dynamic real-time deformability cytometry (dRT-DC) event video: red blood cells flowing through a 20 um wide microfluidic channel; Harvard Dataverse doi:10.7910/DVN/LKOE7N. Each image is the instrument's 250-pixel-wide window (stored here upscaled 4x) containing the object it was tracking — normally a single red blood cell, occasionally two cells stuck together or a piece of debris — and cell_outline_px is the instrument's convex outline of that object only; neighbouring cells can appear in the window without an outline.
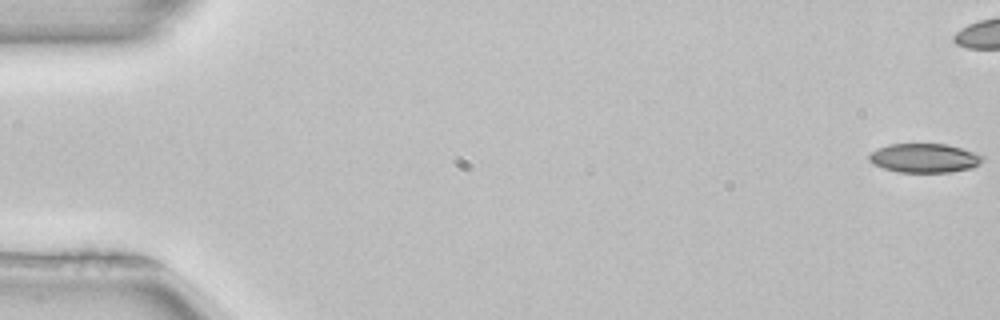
{"species": "common noctule bat (a hibernating species)", "species_latin": "Nyctalus noctula", "temperature_condition": "room temperature", "stored_images_in_passage": 9, "camera_frame_rate_fps": 3000, "um_per_image_px": 0.085, "animal": {"sex": "female", "body_mass_g": 22.7, "forearm_length_mm": 54.2}, "frame": {"image": 1, "passage_image": 1, "time_ms": 0.0, "image_size_px": [1000, 320], "cell_outline_px": [[984, 160], [980, 164], [972, 168], [952, 172], [900, 172], [884, 168], [872, 164], [868, 160], [868, 156], [872, 152], [888, 144], [948, 144], [984, 156]], "centroid_in_image_um": [78.59, 13.44], "position_along_channel_um": 6.4, "area_um2": 19.19}}